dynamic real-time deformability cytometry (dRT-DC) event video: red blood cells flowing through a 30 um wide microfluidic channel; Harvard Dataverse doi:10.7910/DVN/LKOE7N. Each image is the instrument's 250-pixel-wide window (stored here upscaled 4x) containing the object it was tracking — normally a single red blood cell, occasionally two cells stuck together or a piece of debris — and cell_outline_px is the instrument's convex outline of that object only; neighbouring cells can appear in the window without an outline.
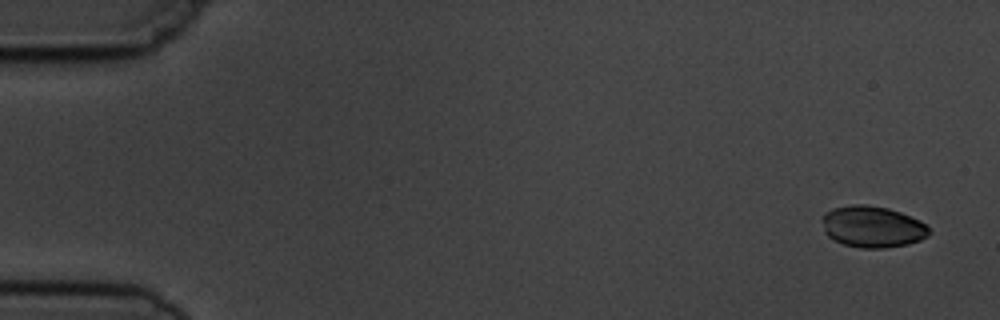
{"species": "common noctule bat (a hibernating species)", "species_latin": "Nyctalus noctula", "temperature_condition": "cold", "stored_images_in_passage": 5, "camera_frame_rate_fps": 3000, "um_per_image_px": 0.085, "animal": {"sex": "male", "body_mass_g": 19.5, "forearm_length_mm": 54.6}, "frame": {"image": 1, "passage_image": 1, "time_ms": 0.0, "image_size_px": [1000, 320], "cell_outline_px": [[932, 232], [928, 236], [920, 240], [908, 244], [884, 248], [860, 248], [844, 244], [832, 240], [824, 232], [820, 220], [824, 212], [832, 208], [852, 204], [864, 204], [888, 208], [900, 212], [920, 220]], "centroid_in_image_um": [74.12, 19.27], "position_along_channel_um": 10.9, "area_um2": 26.18}}
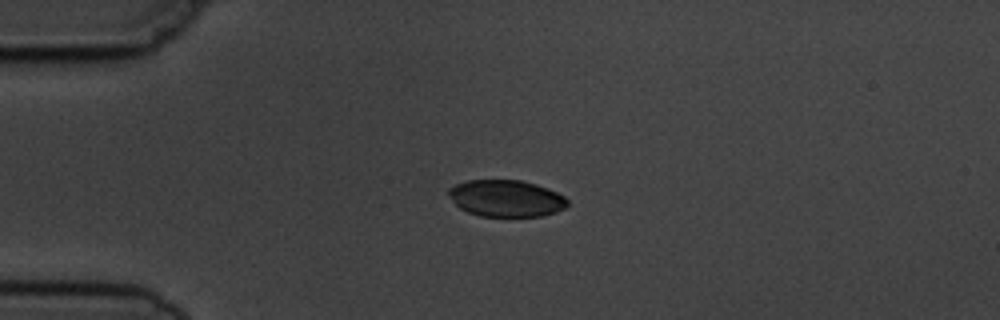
{"frame": {"image": 2, "passage_image": 4, "time_ms": 3.667, "image_size_px": [1000, 320], "cell_outline_px": [[568, 204], [564, 208], [556, 212], [540, 216], [480, 216], [468, 212], [460, 208], [448, 196], [448, 188], [456, 184], [468, 180], [520, 180], [536, 184], [548, 188], [564, 196], [568, 200]], "centroid_in_image_um": [43.01, 16.85], "position_along_channel_um": 42.0, "area_um2": 25.43}}